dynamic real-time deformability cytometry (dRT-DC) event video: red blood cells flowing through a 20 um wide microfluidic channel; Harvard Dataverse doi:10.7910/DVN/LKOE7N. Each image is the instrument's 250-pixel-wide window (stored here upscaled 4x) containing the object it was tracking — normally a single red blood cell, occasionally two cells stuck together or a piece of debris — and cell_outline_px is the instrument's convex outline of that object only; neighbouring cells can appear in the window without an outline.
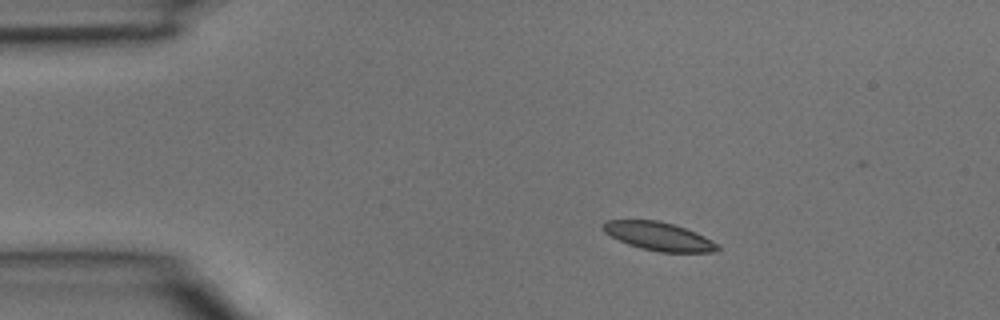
{"species": "common noctule bat (a hibernating species)", "species_latin": "Nyctalus noctula", "temperature_condition": "room temperature", "stored_images_in_passage": 4, "camera_frame_rate_fps": 3000, "um_per_image_px": 0.085, "animal": {"sex": "male", "body_mass_g": 15.6}, "frame": {"image": 1, "passage_image": 2, "time_ms": 0.333, "image_size_px": [1000, 320], "cell_outline_px": [[720, 248], [716, 252], [660, 252], [640, 248], [628, 244], [604, 232], [600, 228], [600, 224], [604, 220], [656, 220], [672, 224], [696, 232], [720, 244]], "centroid_in_image_um": [55.98, 20.08], "position_along_channel_um": 29.0, "area_um2": 19.02}}